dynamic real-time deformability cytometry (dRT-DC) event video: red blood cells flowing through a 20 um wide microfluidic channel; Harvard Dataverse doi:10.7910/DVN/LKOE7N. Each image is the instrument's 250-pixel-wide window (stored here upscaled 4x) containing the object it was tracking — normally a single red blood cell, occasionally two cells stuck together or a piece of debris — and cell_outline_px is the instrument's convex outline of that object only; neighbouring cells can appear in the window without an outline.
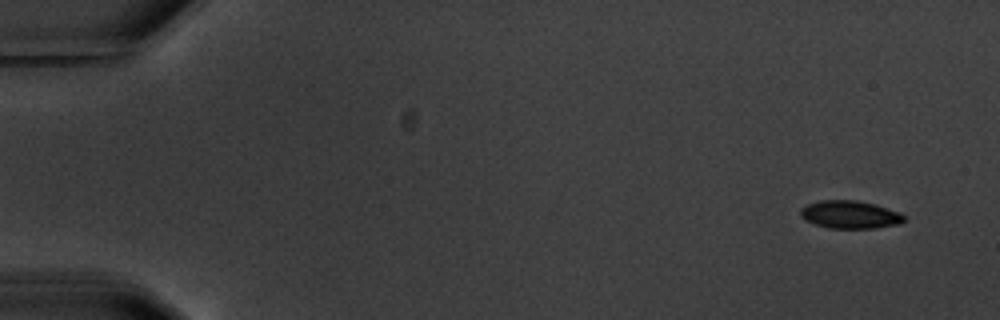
{"species": "common noctule bat (a hibernating species)", "species_latin": "Nyctalus noctula", "temperature_condition": "warm", "stored_images_in_passage": 4, "segment_of_instrument_passage": [2, 2], "camera_frame_rate_fps": 3000, "um_per_image_px": 0.085, "animal": {"sex": "male", "body_mass_g": 20.1, "forearm_length_mm": 53.5}, "frame": {"image": 1, "passage_image": 4, "time_ms": 3.667, "image_size_px": [1000, 320], "cell_outline_px": [[904, 220], [900, 224], [876, 228], [828, 228], [804, 220], [800, 216], [800, 208], [808, 204], [820, 200], [856, 200], [872, 204], [900, 212], [904, 216]], "centroid_in_image_um": [72.22, 18.24], "position_along_channel_um": 12.8, "area_um2": 16.76}}